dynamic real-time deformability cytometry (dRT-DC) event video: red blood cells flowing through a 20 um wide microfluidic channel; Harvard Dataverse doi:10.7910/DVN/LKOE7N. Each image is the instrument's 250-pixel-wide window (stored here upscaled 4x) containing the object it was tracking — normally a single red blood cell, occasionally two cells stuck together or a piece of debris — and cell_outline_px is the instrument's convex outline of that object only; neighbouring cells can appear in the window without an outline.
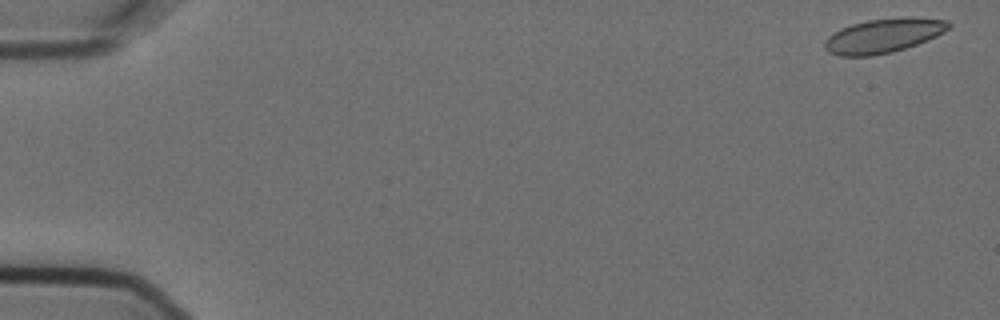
{"species": "Egyptian fruit bat (a non-hibernating species)", "species_latin": "Rousettus aegyptiacus", "temperature_condition": "cold", "stored_images_in_passage": 7, "camera_frame_rate_fps": 3000, "um_per_image_px": 0.085, "animal": {"sex": "female"}, "frame": {"image": 1, "passage_image": 1, "time_ms": 0.0, "image_size_px": [1000, 320], "cell_outline_px": [[952, 24], [944, 32], [928, 40], [892, 52], [872, 56], [840, 56], [828, 52], [824, 48], [824, 44], [828, 36], [852, 24], [868, 20], [904, 16], [916, 16], [948, 20]], "centroid_in_image_um": [75.14, 3.02], "position_along_channel_um": 9.9, "area_um2": 24.85}}
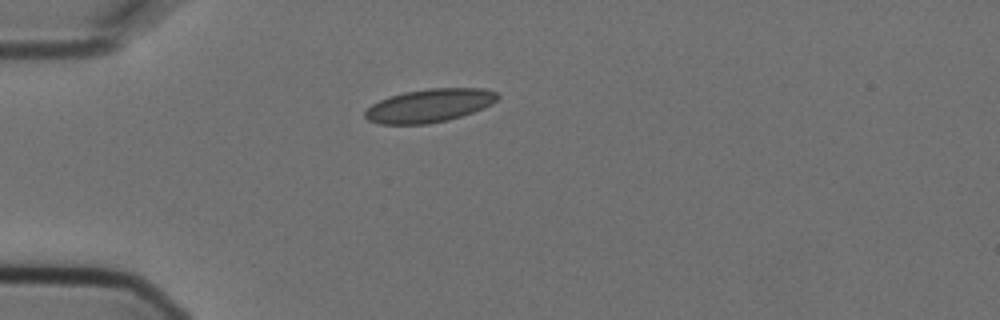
{"frame": {"image": 2, "passage_image": 5, "time_ms": 1.333, "image_size_px": [1000, 320], "cell_outline_px": [[500, 96], [492, 104], [484, 108], [448, 120], [428, 124], [380, 124], [368, 120], [364, 116], [364, 112], [372, 104], [380, 100], [404, 92], [428, 88], [484, 88], [496, 92]], "centroid_in_image_um": [36.51, 8.97], "position_along_channel_um": 48.5, "area_um2": 25.66}}
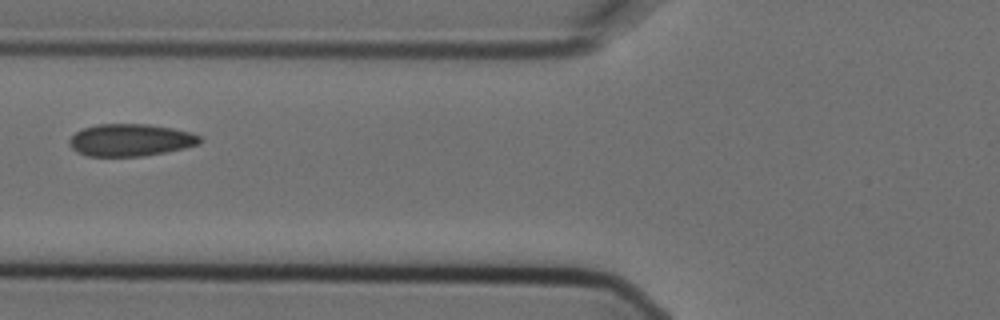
{"frame": {"image": 3, "passage_image": 7, "time_ms": 2.0, "image_size_px": [1000, 320], "cell_outline_px": [[204, 140], [200, 144], [184, 148], [164, 152], [140, 156], [88, 156], [76, 152], [68, 144], [68, 140], [76, 132], [84, 128], [96, 124], [148, 124], [172, 128], [192, 132], [200, 136]], "centroid_in_image_um": [11.1, 11.9], "position_along_channel_um": 114.7, "area_um2": 24.62}}